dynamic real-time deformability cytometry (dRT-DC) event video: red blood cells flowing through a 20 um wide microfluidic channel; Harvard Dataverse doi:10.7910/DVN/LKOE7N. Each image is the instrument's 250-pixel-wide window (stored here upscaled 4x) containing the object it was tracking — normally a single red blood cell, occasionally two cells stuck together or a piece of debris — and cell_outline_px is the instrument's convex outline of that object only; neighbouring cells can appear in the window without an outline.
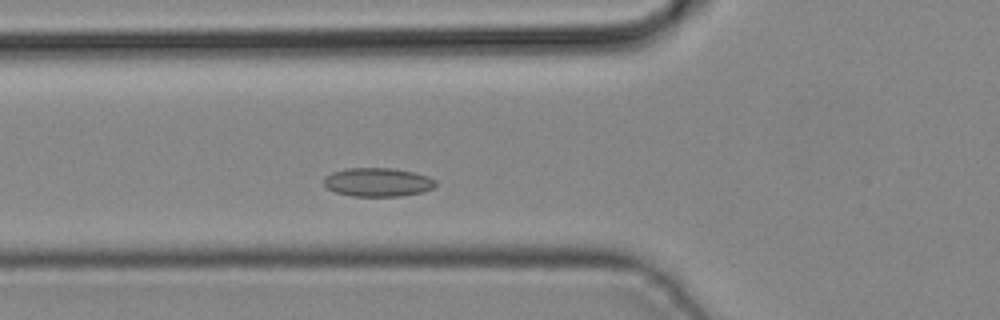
{"species": "common noctule bat (a hibernating species)", "species_latin": "Nyctalus noctula", "temperature_condition": "cold", "stored_images_in_passage": 34, "camera_frame_rate_fps": 3000, "um_per_image_px": 0.085, "animal": {"sex": "male", "body_mass_g": 19.2, "forearm_length_mm": 51.8}, "frame": {"image": 1, "passage_image": 9, "time_ms": 2.667, "image_size_px": [1000, 320], "cell_outline_px": [[436, 184], [432, 188], [424, 192], [400, 196], [352, 196], [336, 192], [328, 188], [324, 184], [324, 176], [332, 172], [348, 168], [392, 168], [412, 172], [428, 176], [436, 180]], "centroid_in_image_um": [32.11, 15.48], "position_along_channel_um": 93.7, "area_um2": 18.67}}
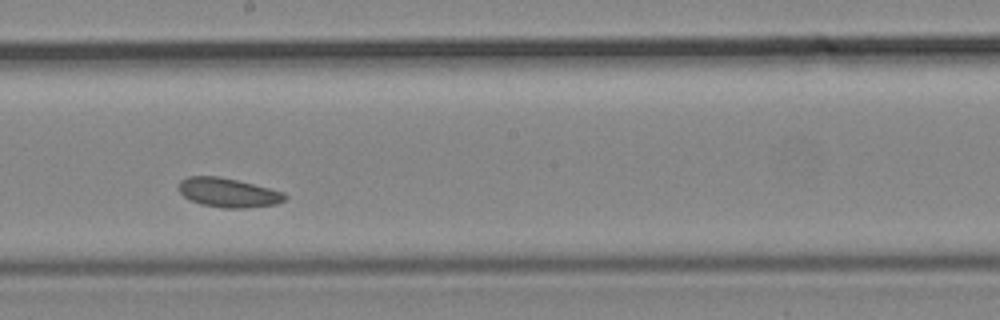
{"frame": {"image": 2, "passage_image": 18, "time_ms": 5.667, "image_size_px": [1000, 320], "cell_outline_px": [[288, 196], [284, 200], [276, 204], [244, 208], [224, 208], [200, 204], [188, 200], [180, 192], [176, 184], [180, 180], [188, 176], [220, 176], [284, 192]], "centroid_in_image_um": [19.34, 16.37], "position_along_channel_um": 228.9, "area_um2": 18.15}}
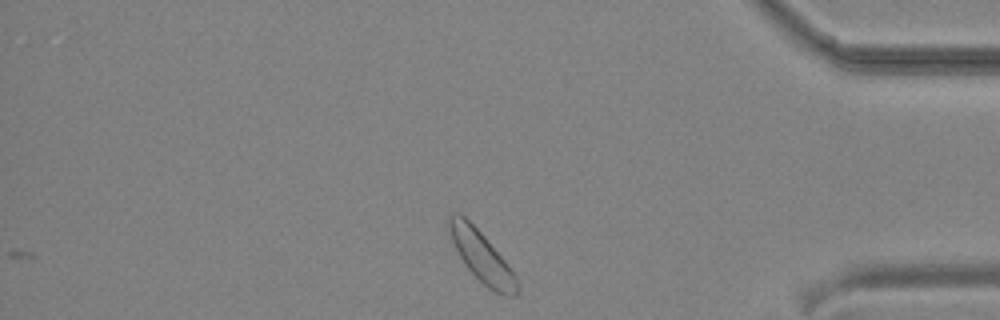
{"frame": {"image": 3, "passage_image": 31, "time_ms": 10.0, "image_size_px": [1000, 320], "cell_outline_px": [[520, 288], [516, 296], [504, 296], [488, 288], [464, 264], [448, 232], [448, 212], [460, 212], [484, 236], [508, 264], [516, 276], [520, 284]], "centroid_in_image_um": [40.95, 21.81], "position_along_channel_um": 394.3, "area_um2": 20.11}}